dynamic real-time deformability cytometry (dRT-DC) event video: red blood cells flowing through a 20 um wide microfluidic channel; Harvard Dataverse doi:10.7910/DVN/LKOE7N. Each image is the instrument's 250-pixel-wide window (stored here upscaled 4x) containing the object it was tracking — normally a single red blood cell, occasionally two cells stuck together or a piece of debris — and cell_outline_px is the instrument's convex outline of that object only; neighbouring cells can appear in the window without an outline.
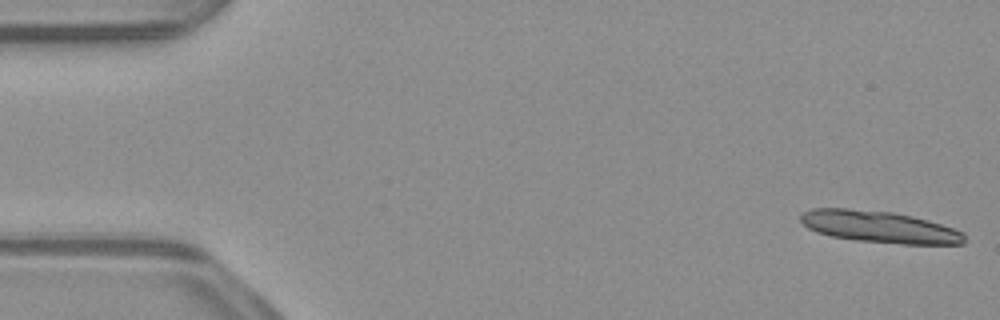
{"species": "common noctule bat (a hibernating species)", "species_latin": "Nyctalus noctula", "temperature_condition": "warm", "stored_images_in_passage": 13, "camera_frame_rate_fps": 3000, "um_per_image_px": 0.085, "animal": {"sex": "male", "body_mass_g": 23.1, "forearm_length_mm": 52.7}, "frame": {"image": 1, "passage_image": 1, "time_ms": 0.0, "image_size_px": [1000, 320], "cell_outline_px": [[968, 240], [964, 244], [904, 244], [856, 240], [832, 236], [816, 232], [808, 228], [800, 220], [800, 216], [804, 212], [812, 208], [848, 208], [892, 212], [912, 216], [928, 220], [964, 232]], "centroid_in_image_um": [74.78, 19.28], "position_along_channel_um": 10.2, "area_um2": 30.35}}